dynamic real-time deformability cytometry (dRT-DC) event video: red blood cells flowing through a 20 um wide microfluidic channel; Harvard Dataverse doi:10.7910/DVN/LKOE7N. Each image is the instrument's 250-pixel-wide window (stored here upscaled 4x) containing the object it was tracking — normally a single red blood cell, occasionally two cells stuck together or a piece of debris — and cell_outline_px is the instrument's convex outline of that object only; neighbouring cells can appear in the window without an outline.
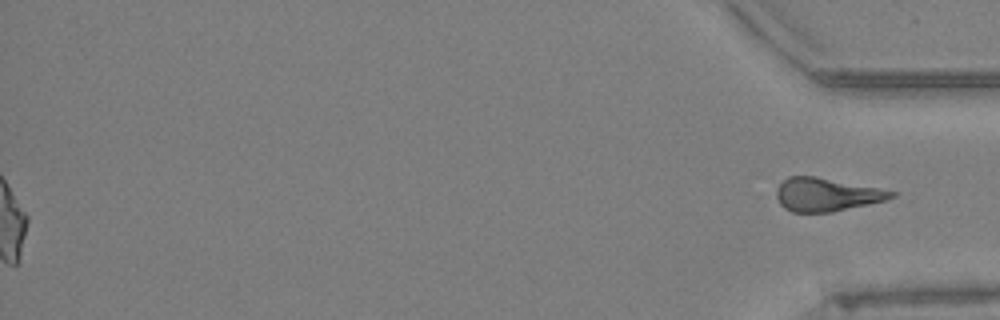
{"species": "Egyptian fruit bat (a non-hibernating species)", "species_latin": "Rousettus aegyptiacus", "temperature_condition": "warm", "stored_images_in_passage": 62, "segment_of_instrument_passage": [2, 2], "camera_frame_rate_fps": 3000, "um_per_image_px": 0.085, "animal": {"sex": "female"}, "frame": {"image": 1, "passage_image": 62, "time_ms": 20.333, "image_size_px": [1000, 320], "cell_outline_px": [[896, 196], [884, 200], [832, 212], [792, 212], [784, 208], [780, 204], [776, 196], [776, 188], [788, 176], [816, 176], [896, 192]], "centroid_in_image_um": [70.19, 16.54], "position_along_channel_um": 365.0, "area_um2": 21.96}}